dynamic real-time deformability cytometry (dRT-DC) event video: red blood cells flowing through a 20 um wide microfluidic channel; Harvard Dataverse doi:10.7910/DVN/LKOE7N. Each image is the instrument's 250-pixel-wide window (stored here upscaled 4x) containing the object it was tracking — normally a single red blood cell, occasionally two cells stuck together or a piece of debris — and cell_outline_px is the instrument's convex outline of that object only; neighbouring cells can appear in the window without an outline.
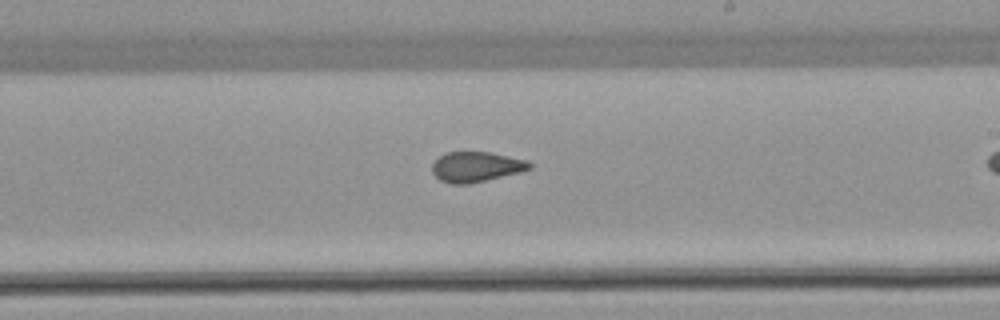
{"species": "common noctule bat (a hibernating species)", "species_latin": "Nyctalus noctula", "temperature_condition": "warm", "stored_images_in_passage": 29, "camera_frame_rate_fps": 3000, "um_per_image_px": 0.085, "animal": {"sex": "female", "body_mass_g": 22.7, "forearm_length_mm": 54.2}, "frame": {"image": 1, "passage_image": 25, "time_ms": 8.0, "image_size_px": [1000, 320], "cell_outline_px": [[532, 168], [520, 172], [468, 184], [452, 184], [440, 180], [432, 172], [432, 164], [440, 156], [448, 152], [492, 152], [528, 160], [532, 164]], "centroid_in_image_um": [40.5, 14.17], "position_along_channel_um": 248.5, "area_um2": 17.11}}